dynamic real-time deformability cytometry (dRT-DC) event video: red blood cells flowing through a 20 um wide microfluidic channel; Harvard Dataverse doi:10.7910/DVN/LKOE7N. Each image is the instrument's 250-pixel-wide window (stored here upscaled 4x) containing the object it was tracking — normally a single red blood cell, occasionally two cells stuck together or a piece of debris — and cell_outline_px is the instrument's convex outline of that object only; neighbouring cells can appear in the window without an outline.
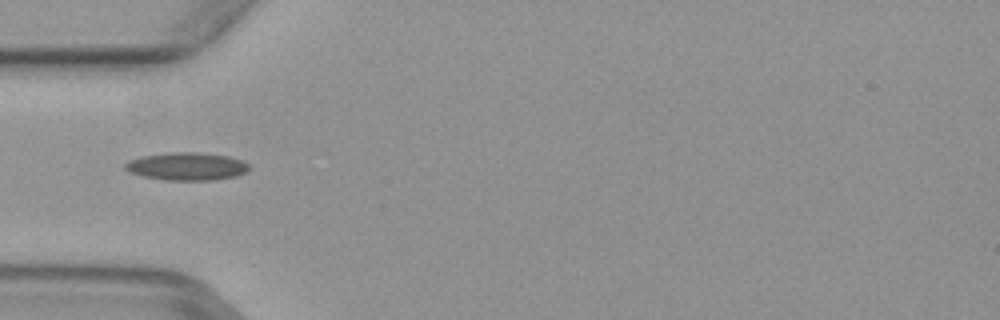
{"species": "common noctule bat (a hibernating species)", "species_latin": "Nyctalus noctula", "temperature_condition": "warm", "stored_images_in_passage": 2, "camera_frame_rate_fps": 3000, "um_per_image_px": 0.085, "animal": {"sex": "female", "body_mass_g": 29.2, "forearm_length_mm": 56.3}, "frame": {"image": 1, "passage_image": 2, "time_ms": 0.333, "image_size_px": [1000, 320], "cell_outline_px": [[248, 168], [244, 172], [236, 176], [212, 180], [164, 180], [144, 176], [132, 172], [124, 168], [124, 164], [128, 160], [144, 156], [176, 152], [192, 152], [228, 156], [240, 160], [248, 164]], "centroid_in_image_um": [15.86, 14.15], "position_along_channel_um": 69.1, "area_um2": 19.65}}